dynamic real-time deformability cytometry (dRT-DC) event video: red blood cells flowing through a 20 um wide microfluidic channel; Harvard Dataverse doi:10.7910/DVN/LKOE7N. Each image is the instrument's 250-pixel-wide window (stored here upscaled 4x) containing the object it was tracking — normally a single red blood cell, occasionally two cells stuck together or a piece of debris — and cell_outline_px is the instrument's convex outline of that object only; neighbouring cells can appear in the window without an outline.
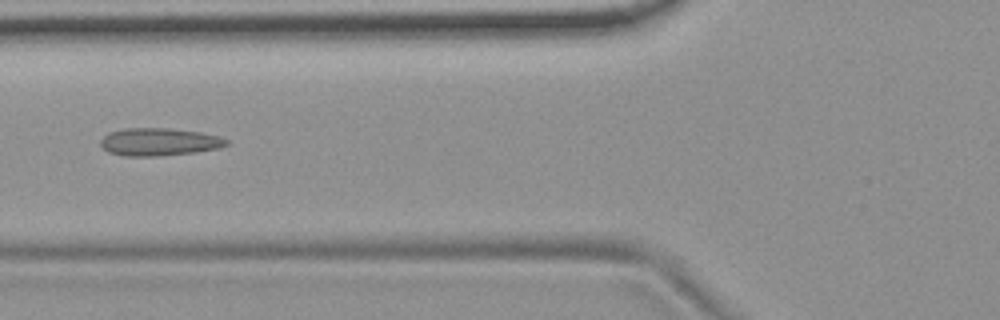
{"species": "common noctule bat (a hibernating species)", "species_latin": "Nyctalus noctula", "temperature_condition": "room temperature", "stored_images_in_passage": 53, "camera_frame_rate_fps": 3000, "um_per_image_px": 0.085, "animal": {"sex": "female", "body_mass_g": 19.9}, "frame": {"image": 1, "passage_image": 20, "time_ms": 6.333, "image_size_px": [1000, 320], "cell_outline_px": [[228, 144], [220, 148], [196, 152], [160, 156], [124, 156], [108, 152], [100, 144], [100, 140], [108, 132], [124, 128], [168, 128], [200, 132], [220, 136], [228, 140]], "centroid_in_image_um": [13.52, 12.06], "position_along_channel_um": 112.3, "area_um2": 20.46}}
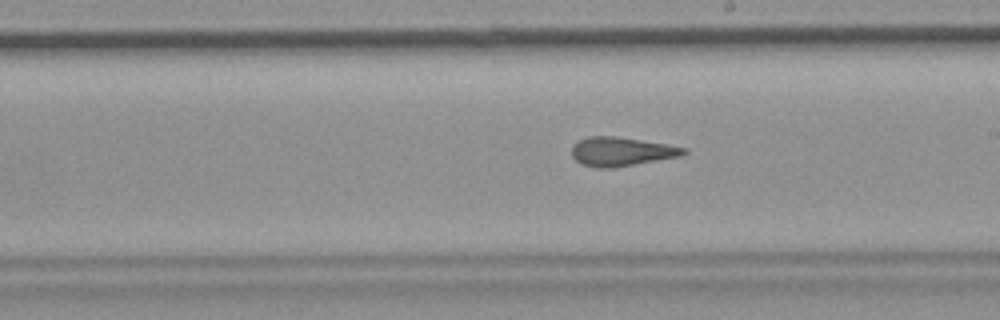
{"frame": {"image": 2, "passage_image": 30, "time_ms": 9.667, "image_size_px": [1000, 320], "cell_outline_px": [[688, 152], [680, 156], [612, 168], [596, 168], [580, 164], [572, 156], [572, 144], [588, 136], [616, 136], [668, 144], [688, 148]], "centroid_in_image_um": [52.81, 12.88], "position_along_channel_um": 236.2, "area_um2": 18.96}}
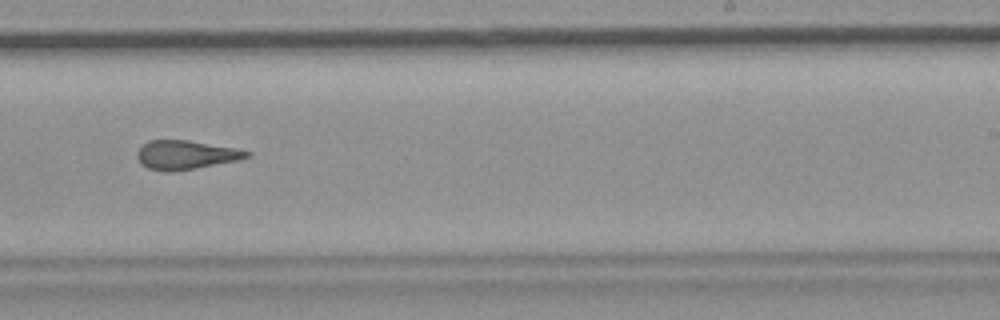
{"frame": {"image": 3, "passage_image": 33, "time_ms": 10.667, "image_size_px": [1000, 320], "cell_outline_px": [[252, 156], [240, 160], [196, 168], [172, 172], [168, 172], [148, 168], [136, 156], [136, 152], [148, 140], [188, 140], [236, 148], [252, 152]], "centroid_in_image_um": [15.84, 13.16], "position_along_channel_um": 273.2, "area_um2": 18.5}, "authors_computed_cell_mechanics": {"area_um2": 19.1896, "velocity_mm_per_s": 3.7278, "shape_relaxation_time_tau1_ms": null, "shape_relaxation_time_tau2_ms": 2.2021, "deformation_change_tau1": null, "deformation_change_tau2": 0.1238}}